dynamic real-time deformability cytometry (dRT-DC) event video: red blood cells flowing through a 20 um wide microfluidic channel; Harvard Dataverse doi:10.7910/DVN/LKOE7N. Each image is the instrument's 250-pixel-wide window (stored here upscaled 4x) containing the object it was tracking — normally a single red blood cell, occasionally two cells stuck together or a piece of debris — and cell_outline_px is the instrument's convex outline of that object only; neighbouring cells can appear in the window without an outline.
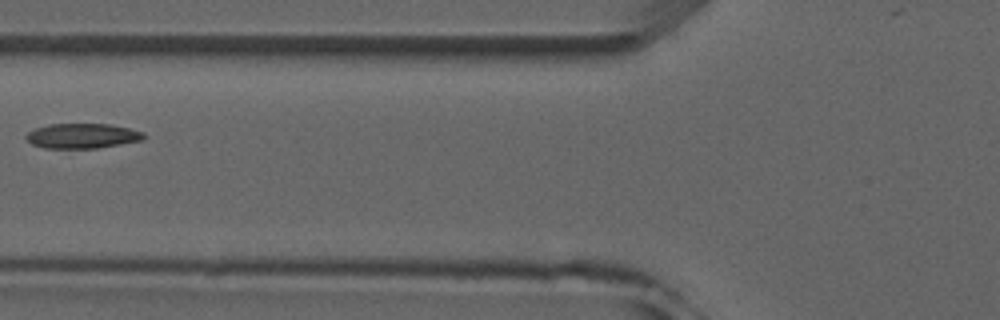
{"species": "common noctule bat (a hibernating species)", "species_latin": "Nyctalus noctula", "temperature_condition": "room temperature", "stored_images_in_passage": 7, "camera_frame_rate_fps": 3000, "um_per_image_px": 0.085, "animal": {"sex": "male", "forearm_length_mm": 52.5}, "frame": {"image": 1, "passage_image": 5, "time_ms": 5.667, "image_size_px": [1000, 320], "cell_outline_px": [[144, 140], [96, 148], [44, 148], [32, 144], [24, 136], [28, 132], [36, 128], [48, 124], [112, 124], [144, 132]], "centroid_in_image_um": [6.99, 11.55], "position_along_channel_um": 118.8, "area_um2": 17.05}}
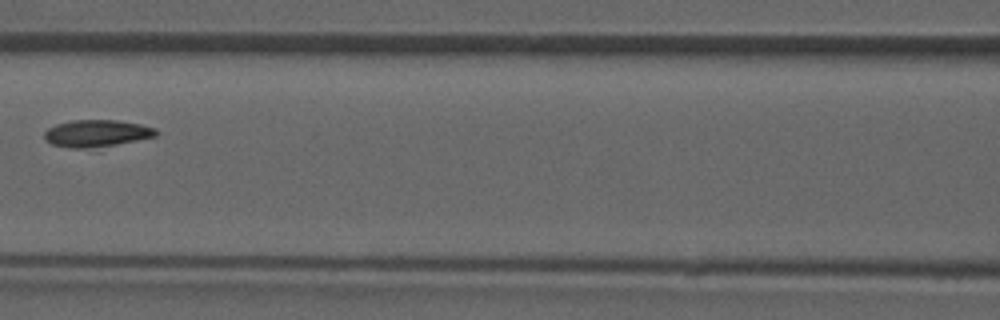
{"frame": {"image": 2, "passage_image": 6, "time_ms": 6.667, "image_size_px": [1000, 320], "cell_outline_px": [[160, 132], [156, 136], [116, 144], [88, 148], [72, 148], [52, 144], [44, 136], [44, 132], [48, 128], [56, 124], [72, 120], [116, 120], [140, 124], [156, 128]], "centroid_in_image_um": [8.23, 11.32], "position_along_channel_um": 158.4, "area_um2": 17.4}}